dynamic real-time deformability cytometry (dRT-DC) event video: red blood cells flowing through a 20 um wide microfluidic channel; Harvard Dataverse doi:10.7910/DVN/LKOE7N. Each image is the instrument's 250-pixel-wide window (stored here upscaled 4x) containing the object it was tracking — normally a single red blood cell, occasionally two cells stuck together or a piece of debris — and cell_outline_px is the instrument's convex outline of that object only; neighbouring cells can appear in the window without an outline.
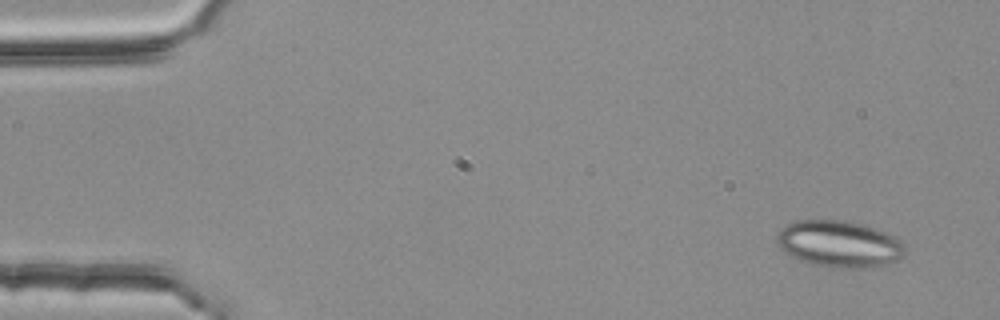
{"species": "common noctule bat (a hibernating species)", "species_latin": "Nyctalus noctula", "temperature_condition": "room temperature", "stored_images_in_passage": 5, "segment_of_instrument_passage": [2, 2], "camera_frame_rate_fps": 3000, "um_per_image_px": 0.085, "animal": {"sex": "female", "body_mass_g": 25.1}, "frame": {"image": 1, "passage_image": 5, "time_ms": 1.333, "image_size_px": [1000, 320], "cell_outline_px": [[908, 248], [904, 256], [884, 264], [864, 268], [832, 268], [800, 260], [784, 252], [776, 240], [776, 236], [780, 228], [796, 220], [844, 220], [864, 224], [888, 232], [904, 240]], "centroid_in_image_um": [71.39, 20.72], "position_along_channel_um": 13.6, "area_um2": 35.26}}